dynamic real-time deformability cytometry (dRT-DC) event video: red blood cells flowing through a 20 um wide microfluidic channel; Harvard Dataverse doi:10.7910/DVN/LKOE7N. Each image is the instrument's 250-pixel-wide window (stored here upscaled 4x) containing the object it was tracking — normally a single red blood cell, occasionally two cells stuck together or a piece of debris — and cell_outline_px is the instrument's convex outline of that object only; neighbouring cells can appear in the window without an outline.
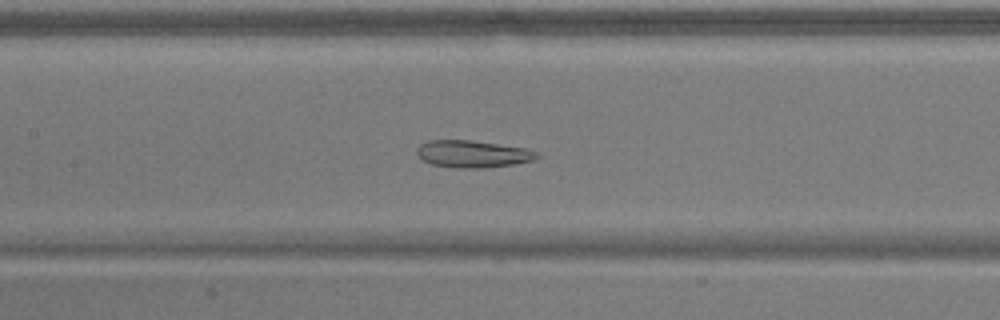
{"species": "common noctule bat (a hibernating species)", "species_latin": "Nyctalus noctula", "temperature_condition": "warm", "stored_images_in_passage": 54, "camera_frame_rate_fps": 3000, "um_per_image_px": 0.085, "animal": {"sex": "male", "body_mass_g": 17.9}, "frame": {"image": 1, "passage_image": 24, "time_ms": 7.667, "image_size_px": [1000, 320], "cell_outline_px": [[540, 156], [532, 160], [516, 164], [484, 168], [456, 168], [432, 164], [424, 160], [416, 152], [416, 148], [420, 144], [428, 140], [472, 140], [524, 148], [536, 152]], "centroid_in_image_um": [40.16, 13.08], "position_along_channel_um": 167.2, "area_um2": 18.9}}
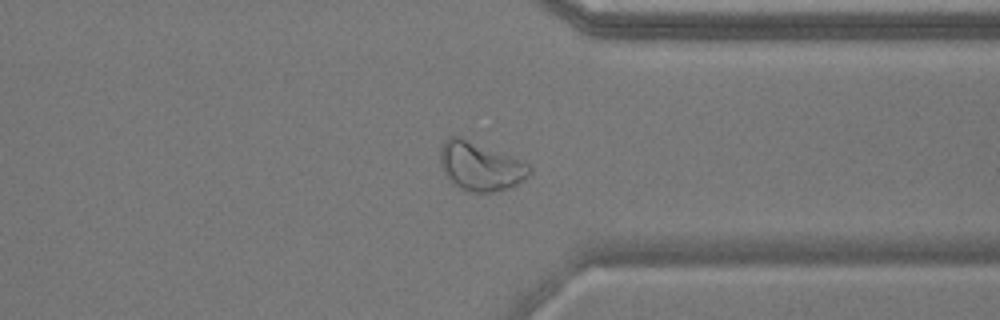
{"frame": {"image": 2, "passage_image": 41, "time_ms": 13.333, "image_size_px": [1000, 320], "cell_outline_px": [[532, 172], [528, 176], [516, 184], [508, 188], [492, 192], [472, 192], [460, 188], [444, 172], [440, 160], [440, 148], [444, 140], [448, 136], [456, 136], [520, 160], [528, 164], [532, 168]], "centroid_in_image_um": [40.82, 14.15], "position_along_channel_um": 370.6, "area_um2": 24.57}}
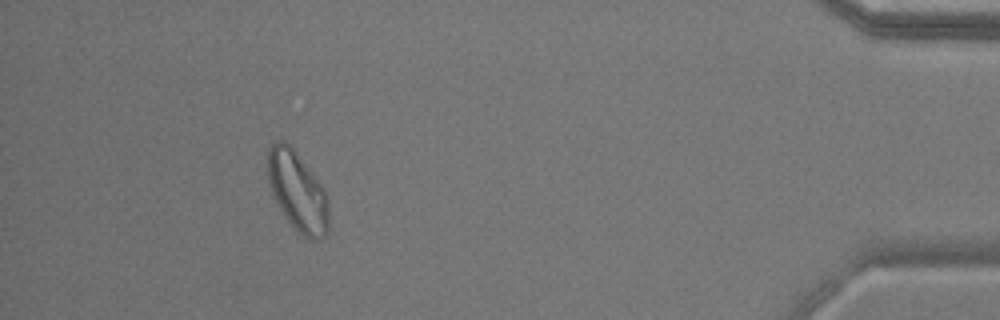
{"frame": {"image": 3, "passage_image": 49, "time_ms": 16.0, "image_size_px": [1000, 320], "cell_outline_px": [[328, 232], [320, 240], [312, 240], [304, 236], [288, 220], [272, 196], [268, 180], [268, 148], [276, 140], [284, 140], [296, 152], [324, 188], [328, 200]], "centroid_in_image_um": [25.29, 16.26], "position_along_channel_um": 409.9, "area_um2": 28.03}, "authors_computed_cell_mechanics": {"area_um2": 25.9811, "velocity_mm_per_s": 3.6339, "shape_relaxation_time_tau1_ms": null, "shape_relaxation_time_tau2_ms": 4.139, "deformation_change_tau1": null, "deformation_change_tau2": 0.1213}}